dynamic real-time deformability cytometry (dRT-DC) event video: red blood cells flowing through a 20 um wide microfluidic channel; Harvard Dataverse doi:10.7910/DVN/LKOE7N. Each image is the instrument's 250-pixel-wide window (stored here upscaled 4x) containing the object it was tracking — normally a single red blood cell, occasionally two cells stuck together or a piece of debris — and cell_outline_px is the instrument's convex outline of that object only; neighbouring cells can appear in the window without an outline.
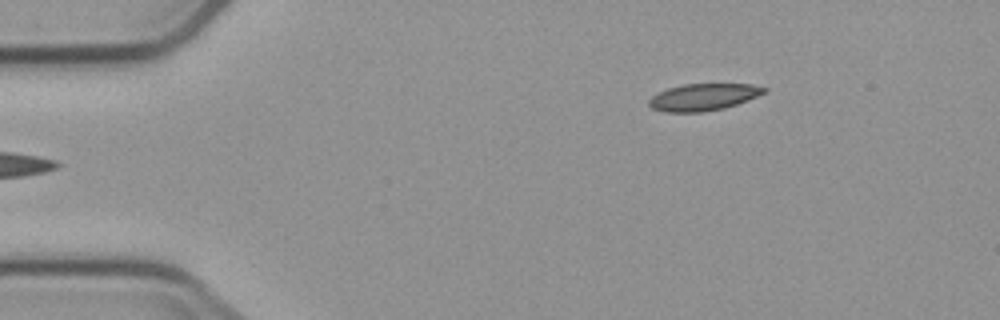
{"species": "common noctule bat (a hibernating species)", "species_latin": "Nyctalus noctula", "temperature_condition": "cold", "stored_images_in_passage": 4, "camera_frame_rate_fps": 3000, "um_per_image_px": 0.085, "animal": {"sex": "male", "body_mass_g": 23.1, "forearm_length_mm": 52.7}, "frame": {"image": 1, "passage_image": 4, "time_ms": 3.667, "image_size_px": [1000, 320], "cell_outline_px": [[768, 92], [748, 100], [724, 108], [700, 112], [664, 112], [652, 108], [648, 104], [648, 100], [652, 96], [668, 88], [684, 84], [752, 84], [768, 88]], "centroid_in_image_um": [59.81, 8.25], "position_along_channel_um": 25.2, "area_um2": 18.09}}